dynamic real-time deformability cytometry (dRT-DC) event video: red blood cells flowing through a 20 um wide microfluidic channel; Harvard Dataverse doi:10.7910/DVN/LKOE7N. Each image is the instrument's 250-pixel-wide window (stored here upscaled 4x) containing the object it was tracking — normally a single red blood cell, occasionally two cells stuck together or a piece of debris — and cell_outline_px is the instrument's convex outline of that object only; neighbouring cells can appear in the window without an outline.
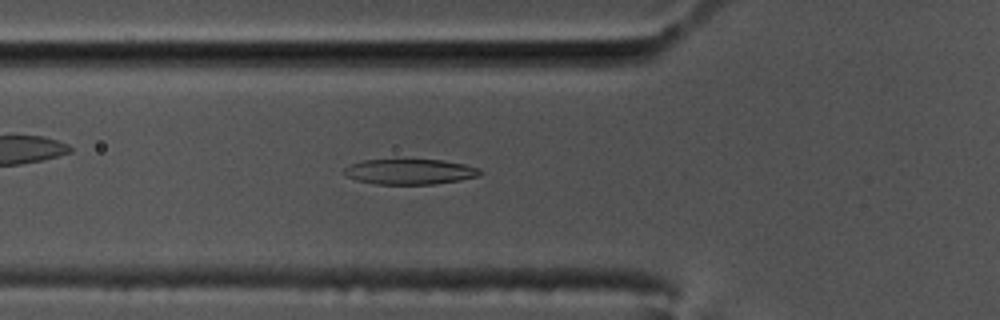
{"species": "common noctule bat (a hibernating species)", "species_latin": "Nyctalus noctula", "temperature_condition": "cold", "stored_images_in_passage": 43, "camera_frame_rate_fps": 3000, "um_per_image_px": 0.085, "animal": {"sex": "male", "body_mass_g": 17.5, "forearm_length_mm": 52.3}, "frame": {"image": 1, "passage_image": 19, "time_ms": 6.0, "image_size_px": [1000, 320], "cell_outline_px": [[484, 172], [480, 176], [460, 180], [432, 184], [376, 184], [356, 180], [340, 172], [348, 164], [364, 160], [440, 160], [464, 164], [480, 168]], "centroid_in_image_um": [34.83, 14.59], "position_along_channel_um": 91.0, "area_um2": 20.17}}
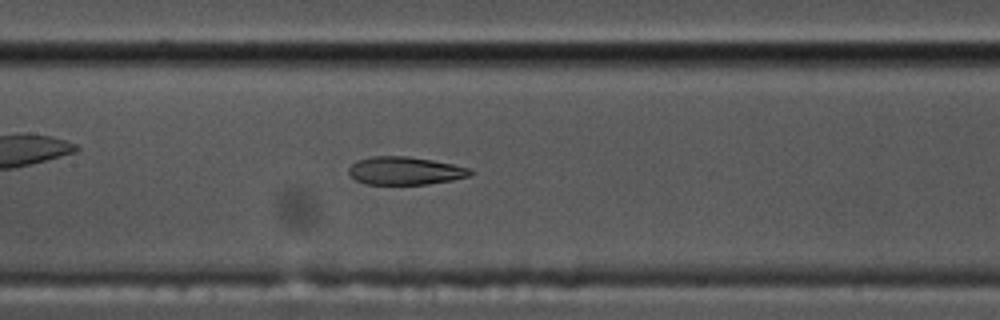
{"frame": {"image": 2, "passage_image": 26, "time_ms": 8.333, "image_size_px": [1000, 320], "cell_outline_px": [[472, 172], [468, 176], [452, 180], [428, 184], [364, 184], [356, 180], [348, 172], [348, 168], [356, 160], [372, 156], [408, 156], [432, 160], [472, 168]], "centroid_in_image_um": [34.41, 14.51], "position_along_channel_um": 173.0, "area_um2": 19.83}}
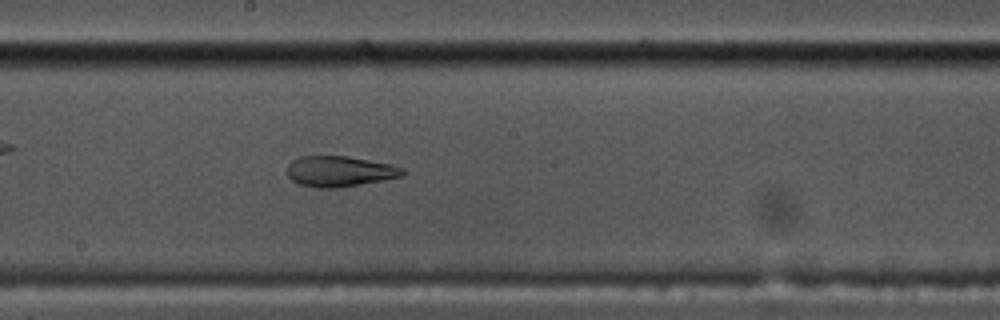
{"frame": {"image": 3, "passage_image": 30, "time_ms": 9.667, "image_size_px": [1000, 320], "cell_outline_px": [[404, 172], [400, 176], [360, 184], [336, 188], [320, 188], [300, 184], [292, 180], [288, 176], [288, 164], [292, 160], [300, 156], [348, 156], [392, 164], [404, 168]], "centroid_in_image_um": [28.85, 14.55], "position_along_channel_um": 219.4, "area_um2": 20.4}, "authors_computed_cell_mechanics": {"area_um2": 20.808, "velocity_mm_per_s": 3.4996, "shape_relaxation_time_tau1_ms": null, "shape_relaxation_time_tau2_ms": 1.7325, "deformation_change_tau1": null, "deformation_change_tau2": 0.0822}}